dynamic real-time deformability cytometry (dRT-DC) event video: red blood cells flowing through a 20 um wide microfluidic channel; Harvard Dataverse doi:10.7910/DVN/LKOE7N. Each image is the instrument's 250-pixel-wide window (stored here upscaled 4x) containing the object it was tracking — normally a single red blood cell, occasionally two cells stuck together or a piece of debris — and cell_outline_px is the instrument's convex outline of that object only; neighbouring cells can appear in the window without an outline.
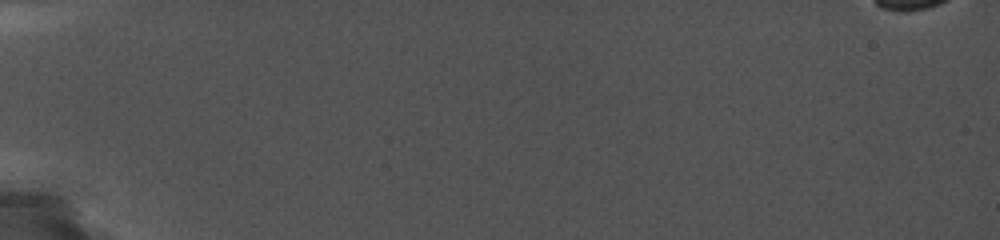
{"species": "common noctule bat (a hibernating species)", "species_latin": "Nyctalus noctula", "temperature_condition": "cold", "stored_images_in_passage": 4, "camera_frame_rate_fps": 5000, "um_per_image_px": 0.085, "animal": {"sex": "female", "body_mass_g": 19.0, "forearm_length_mm": 56.7}, "frame": {"image": 1, "passage_image": 1, "time_ms": 0.0, "image_size_px": [1000, 240], "cell_outline_px": [[920, 32], [904, 40], [868, 48], [752, 48], [752, 44], [760, 40], [772, 36], [880, 28]], "centroid_in_image_um": [71.1, 3.34], "position_along_channel_um": 13.9, "area_um2": 16.47}}